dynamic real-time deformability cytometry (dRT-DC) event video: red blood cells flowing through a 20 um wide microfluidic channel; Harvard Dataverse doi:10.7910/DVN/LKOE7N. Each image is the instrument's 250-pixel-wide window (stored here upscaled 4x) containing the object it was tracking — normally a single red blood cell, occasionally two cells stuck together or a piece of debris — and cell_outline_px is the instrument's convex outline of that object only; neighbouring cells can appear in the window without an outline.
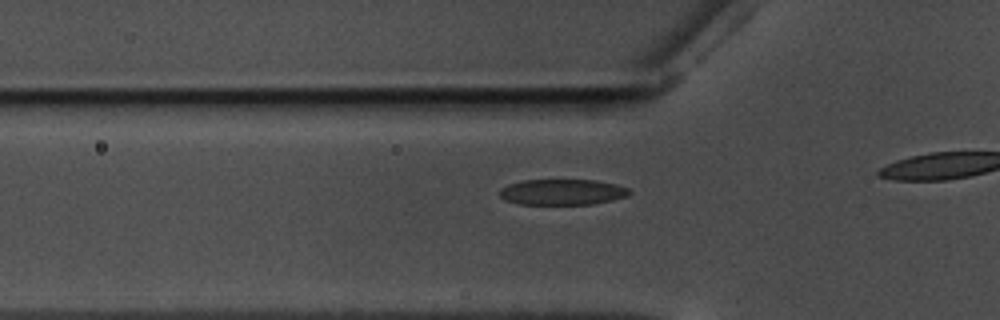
{"species": "common noctule bat (a hibernating species)", "species_latin": "Nyctalus noctula", "temperature_condition": "warm", "stored_images_in_passage": 9, "camera_frame_rate_fps": 3000, "um_per_image_px": 0.085, "animal": {"sex": "male", "body_mass_g": 17.5, "forearm_length_mm": 52.3}, "frame": {"image": 1, "passage_image": 3, "time_ms": 0.667, "image_size_px": [1000, 320], "cell_outline_px": [[632, 192], [628, 196], [612, 200], [592, 204], [520, 204], [504, 200], [500, 196], [500, 188], [508, 184], [524, 180], [596, 180], [616, 184], [628, 188]], "centroid_in_image_um": [47.8, 16.32], "position_along_channel_um": 78.0, "area_um2": 19.54}}
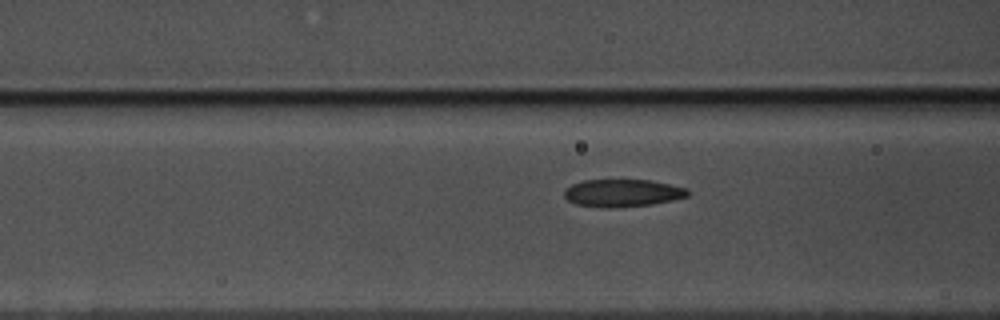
{"frame": {"image": 2, "passage_image": 6, "time_ms": 1.667, "image_size_px": [1000, 320], "cell_outline_px": [[692, 192], [688, 196], [672, 200], [652, 204], [608, 208], [600, 208], [576, 204], [568, 200], [564, 196], [564, 192], [572, 184], [584, 180], [652, 180], [688, 188]], "centroid_in_image_um": [52.95, 16.4], "position_along_channel_um": 113.6, "area_um2": 19.88}}